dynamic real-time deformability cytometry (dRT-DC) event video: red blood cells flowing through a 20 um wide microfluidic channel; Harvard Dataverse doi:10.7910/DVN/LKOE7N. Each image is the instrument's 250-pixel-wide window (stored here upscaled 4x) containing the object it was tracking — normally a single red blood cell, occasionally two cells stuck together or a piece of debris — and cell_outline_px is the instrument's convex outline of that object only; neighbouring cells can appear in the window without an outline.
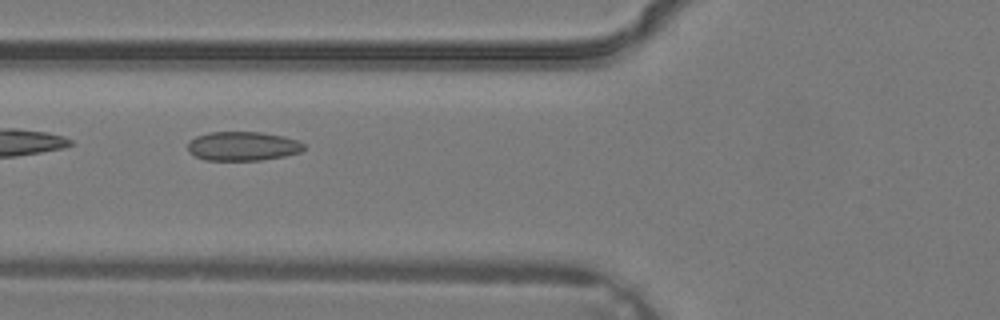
{"species": "common noctule bat (a hibernating species)", "species_latin": "Nyctalus noctula", "temperature_condition": "warm", "stored_images_in_passage": 3, "camera_frame_rate_fps": 3000, "um_per_image_px": 0.085, "animal": {"sex": "male", "body_mass_g": 19.2, "forearm_length_mm": 51.8}, "frame": {"image": 1, "passage_image": 3, "time_ms": 0.667, "image_size_px": [1000, 320], "cell_outline_px": [[304, 148], [300, 152], [284, 156], [260, 160], [204, 160], [188, 152], [188, 140], [196, 136], [208, 132], [260, 132], [284, 136], [296, 140], [304, 144]], "centroid_in_image_um": [20.6, 12.42], "position_along_channel_um": 105.2, "area_um2": 19.71}}